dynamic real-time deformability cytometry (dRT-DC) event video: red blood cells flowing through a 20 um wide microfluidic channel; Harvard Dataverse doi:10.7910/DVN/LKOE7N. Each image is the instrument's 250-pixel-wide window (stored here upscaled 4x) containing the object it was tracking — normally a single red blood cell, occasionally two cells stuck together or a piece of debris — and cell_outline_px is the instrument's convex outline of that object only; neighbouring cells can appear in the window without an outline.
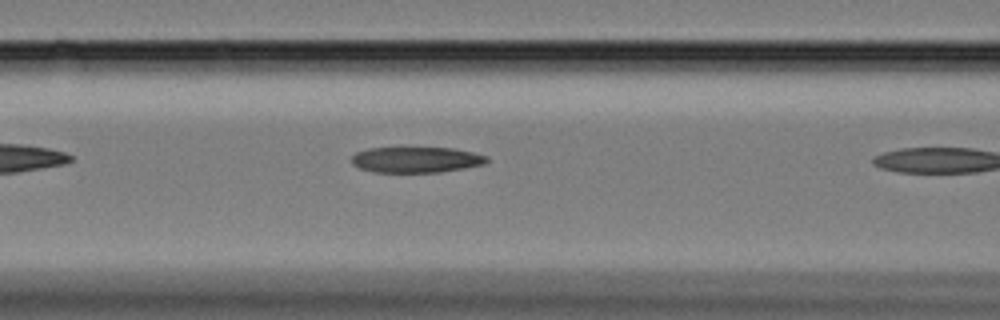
{"species": "Egyptian fruit bat (a non-hibernating species)", "species_latin": "Rousettus aegyptiacus", "temperature_condition": "cold", "stored_images_in_passage": 7, "camera_frame_rate_fps": 3000, "um_per_image_px": 0.085, "animal": {"sex": "female"}, "frame": {"image": 1, "passage_image": 6, "time_ms": 1.667, "image_size_px": [1000, 320], "cell_outline_px": [[488, 160], [484, 164], [464, 168], [440, 172], [372, 172], [360, 168], [352, 164], [352, 156], [356, 152], [368, 148], [452, 148], [472, 152], [488, 156]], "centroid_in_image_um": [35.36, 13.58], "position_along_channel_um": 131.2, "area_um2": 20.23}}